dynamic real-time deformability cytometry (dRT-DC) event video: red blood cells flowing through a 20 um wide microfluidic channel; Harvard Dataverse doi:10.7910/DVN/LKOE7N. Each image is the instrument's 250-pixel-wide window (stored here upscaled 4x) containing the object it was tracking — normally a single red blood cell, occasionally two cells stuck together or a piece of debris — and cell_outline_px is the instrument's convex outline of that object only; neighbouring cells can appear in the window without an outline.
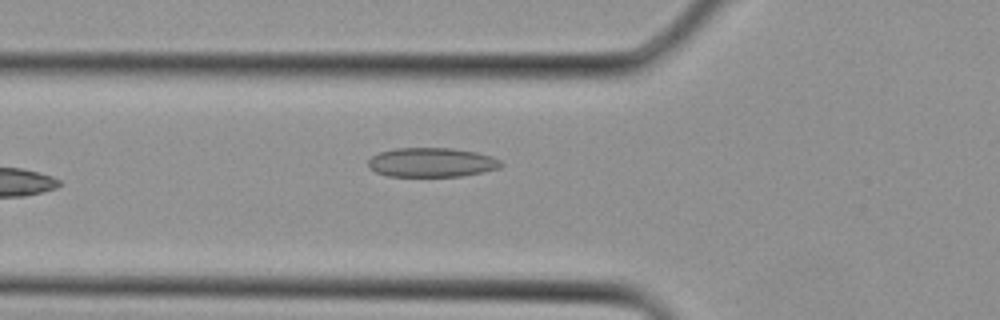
{"species": "Egyptian fruit bat (a non-hibernating species)", "species_latin": "Rousettus aegyptiacus", "temperature_condition": "cold", "stored_images_in_passage": 4, "camera_frame_rate_fps": 3000, "um_per_image_px": 0.085, "animal": {"sex": "female"}, "frame": {"image": 1, "passage_image": 4, "time_ms": 1.0, "image_size_px": [1000, 320], "cell_outline_px": [[504, 164], [500, 168], [460, 176], [388, 176], [376, 172], [368, 168], [368, 160], [372, 156], [380, 152], [396, 148], [452, 148], [476, 152], [492, 156], [500, 160]], "centroid_in_image_um": [36.68, 13.8], "position_along_channel_um": 89.1, "area_um2": 22.66}}